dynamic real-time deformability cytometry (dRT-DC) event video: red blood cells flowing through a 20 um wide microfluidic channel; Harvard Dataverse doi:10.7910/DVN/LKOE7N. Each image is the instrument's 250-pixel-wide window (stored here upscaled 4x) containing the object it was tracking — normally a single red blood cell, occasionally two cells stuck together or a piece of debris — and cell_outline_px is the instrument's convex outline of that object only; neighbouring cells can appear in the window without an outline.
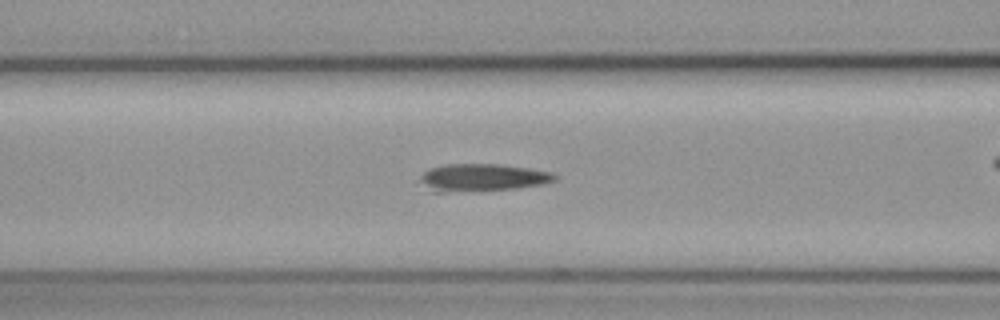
{"species": "common noctule bat (a hibernating species)", "species_latin": "Nyctalus noctula", "temperature_condition": "cold", "stored_images_in_passage": 31, "camera_frame_rate_fps": 3000, "um_per_image_px": 0.085, "animal": {"sex": "female", "body_mass_g": 19.3, "forearm_length_mm": 54.1}, "frame": {"image": 1, "passage_image": 8, "time_ms": 2.333, "image_size_px": [1000, 320], "cell_outline_px": [[556, 180], [544, 184], [512, 188], [448, 192], [432, 192], [420, 180], [420, 176], [424, 172], [432, 168], [448, 164], [500, 164], [528, 168], [552, 172], [556, 176]], "centroid_in_image_um": [41.01, 15.08], "position_along_channel_um": 125.6, "area_um2": 21.21}}
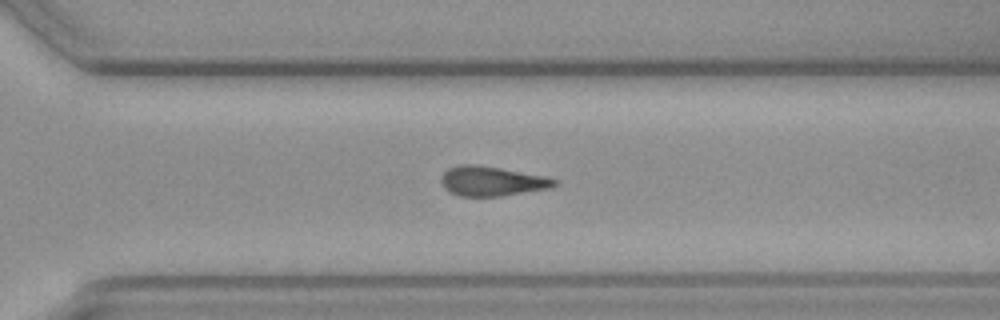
{"frame": {"image": 2, "passage_image": 25, "time_ms": 8.0, "image_size_px": [1000, 320], "cell_outline_px": [[556, 184], [552, 188], [500, 196], [460, 196], [448, 192], [444, 188], [440, 180], [444, 172], [448, 168], [460, 164], [476, 164], [548, 176], [556, 180]], "centroid_in_image_um": [41.8, 15.39], "position_along_channel_um": 328.8, "area_um2": 19.71}}
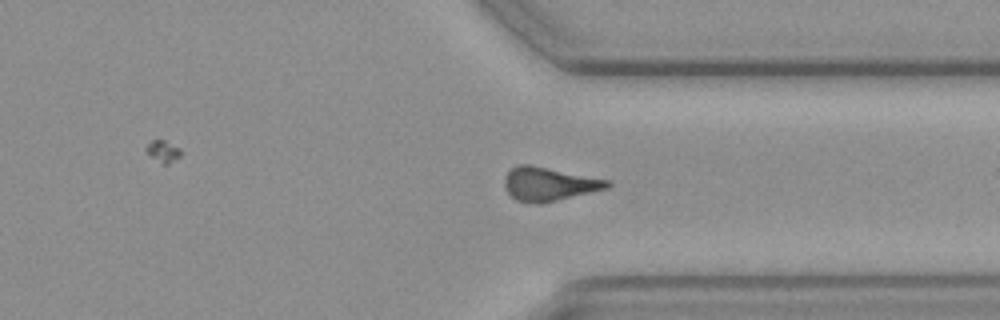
{"frame": {"image": 3, "passage_image": 28, "time_ms": 9.0, "image_size_px": [1000, 320], "cell_outline_px": [[612, 184], [608, 188], [540, 204], [516, 200], [504, 188], [504, 180], [508, 172], [512, 168], [520, 164], [528, 164], [608, 180]], "centroid_in_image_um": [46.64, 15.64], "position_along_channel_um": 364.8, "area_um2": 19.77}}